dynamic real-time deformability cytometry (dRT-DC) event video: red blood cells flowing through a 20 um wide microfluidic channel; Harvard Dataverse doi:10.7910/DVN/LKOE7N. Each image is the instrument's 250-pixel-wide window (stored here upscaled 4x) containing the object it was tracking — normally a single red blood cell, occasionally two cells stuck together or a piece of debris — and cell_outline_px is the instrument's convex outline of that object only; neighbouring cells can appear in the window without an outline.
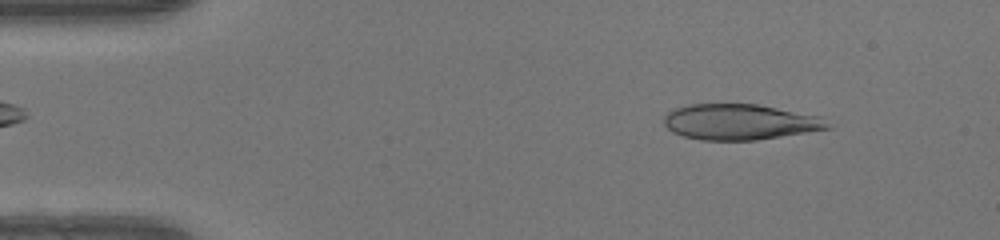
{"species": "human", "species_latin": "Homo sapiens", "temperature_condition": "warm", "stored_images_in_passage": 48, "camera_frame_rate_fps": 3000, "um_per_image_px": 0.085, "donor": {"sex": "female"}, "frame": {"image": 1, "passage_image": 5, "time_ms": 1.333, "image_size_px": [1000, 240], "cell_outline_px": [[832, 128], [756, 140], [700, 140], [684, 136], [672, 132], [664, 124], [664, 116], [668, 112], [676, 108], [688, 104], [756, 104], [820, 116]], "centroid_in_image_um": [62.85, 10.37], "position_along_channel_um": 22.1, "area_um2": 33.81}}
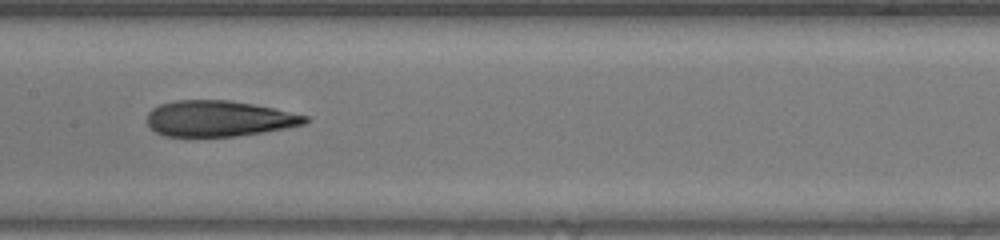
{"frame": {"image": 2, "passage_image": 23, "time_ms": 7.333, "image_size_px": [1000, 240], "cell_outline_px": [[308, 120], [304, 124], [284, 128], [236, 136], [164, 136], [156, 132], [148, 124], [148, 112], [152, 108], [160, 104], [176, 100], [228, 100], [252, 104], [272, 108], [308, 116]], "centroid_in_image_um": [18.56, 10.07], "position_along_channel_um": 188.8, "area_um2": 32.6}}
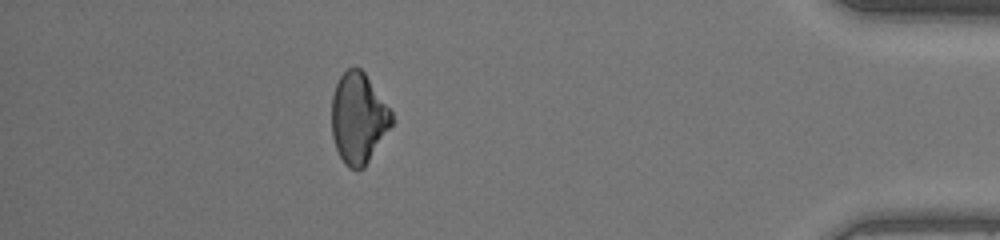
{"frame": {"image": 3, "passage_image": 42, "time_ms": 13.667, "image_size_px": [1000, 240], "cell_outline_px": [[396, 120], [364, 168], [348, 168], [344, 164], [336, 148], [332, 136], [332, 96], [336, 84], [340, 76], [352, 64], [360, 68], [364, 72], [392, 112]], "centroid_in_image_um": [30.47, 10.04], "position_along_channel_um": 404.7, "area_um2": 31.85}, "authors_computed_cell_mechanics": {"area_um2": 33.4373, "velocity_mm_per_s": 4.2123, "shape_relaxation_time_tau1_ms": 7.7338, "shape_relaxation_time_tau2_ms": 3.0072, "deformation_change_tau1": 0.2219, "deformation_change_tau2": 0.1072}}